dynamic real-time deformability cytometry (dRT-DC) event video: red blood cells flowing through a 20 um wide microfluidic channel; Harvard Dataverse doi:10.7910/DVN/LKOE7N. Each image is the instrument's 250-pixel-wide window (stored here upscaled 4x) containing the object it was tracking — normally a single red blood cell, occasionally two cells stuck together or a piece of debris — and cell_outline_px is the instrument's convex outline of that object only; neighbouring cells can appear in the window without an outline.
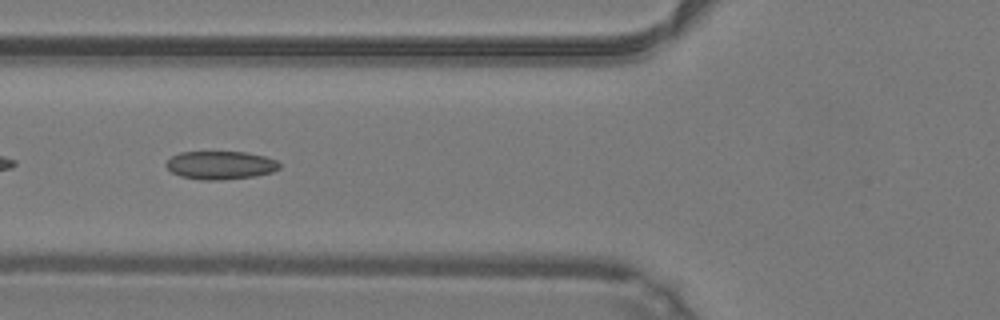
{"species": "common noctule bat (a hibernating species)", "species_latin": "Nyctalus noctula", "temperature_condition": "warm", "stored_images_in_passage": 36, "camera_frame_rate_fps": 3000, "um_per_image_px": 0.085, "animal": {"sex": "male", "body_mass_g": 19.2, "forearm_length_mm": 51.8}, "frame": {"image": 1, "passage_image": 6, "time_ms": 1.667, "image_size_px": [1000, 320], "cell_outline_px": [[280, 168], [272, 172], [256, 176], [220, 180], [200, 180], [180, 176], [172, 172], [164, 164], [172, 156], [180, 152], [244, 152], [264, 156], [276, 160], [280, 164]], "centroid_in_image_um": [18.74, 14.04], "position_along_channel_um": 107.1, "area_um2": 18.67}, "authors_computed_cell_mechanics": {"area_um2": 18.496, "velocity_mm_per_s": 4.2658, "shape_relaxation_time_tau1_ms": null, "shape_relaxation_time_tau2_ms": 2.7496, "deformation_change_tau1": null, "deformation_change_tau2": 0.092}}